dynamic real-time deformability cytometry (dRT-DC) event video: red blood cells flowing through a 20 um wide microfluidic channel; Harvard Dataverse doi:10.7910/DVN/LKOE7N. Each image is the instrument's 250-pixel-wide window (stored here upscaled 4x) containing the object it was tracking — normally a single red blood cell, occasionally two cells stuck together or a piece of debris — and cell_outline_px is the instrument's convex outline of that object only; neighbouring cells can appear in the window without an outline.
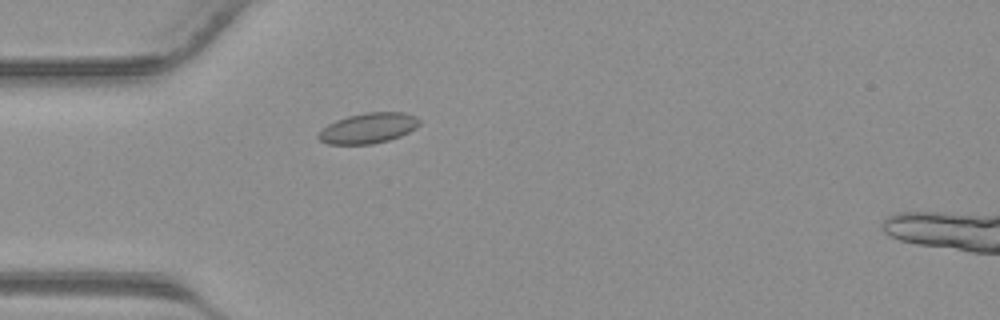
{"species": "common noctule bat (a hibernating species)", "species_latin": "Nyctalus noctula", "temperature_condition": "warm", "stored_images_in_passage": 27, "camera_frame_rate_fps": 3000, "um_per_image_px": 0.085, "animal": {"sex": "male", "body_mass_g": 23.1, "forearm_length_mm": 52.7}, "frame": {"image": 1, "passage_image": 3, "time_ms": 0.667, "image_size_px": [1000, 320], "cell_outline_px": [[420, 124], [416, 128], [400, 136], [388, 140], [372, 144], [328, 144], [320, 140], [316, 136], [328, 124], [336, 120], [348, 116], [368, 112], [404, 112], [416, 116], [420, 120]], "centroid_in_image_um": [31.32, 10.89], "position_along_channel_um": 53.7, "area_um2": 17.8}}
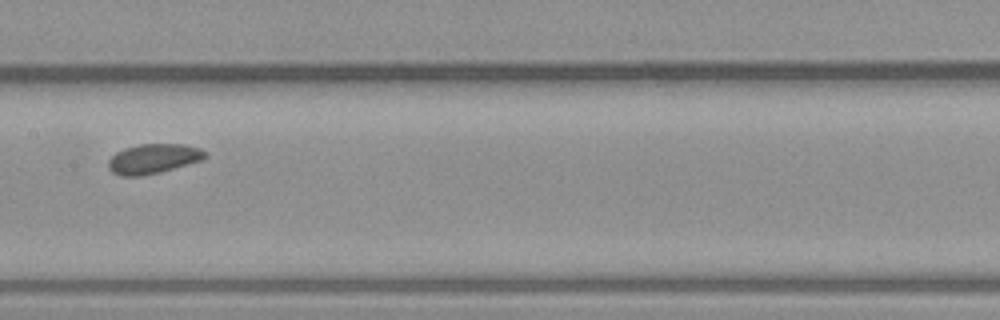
{"frame": {"image": 2, "passage_image": 12, "time_ms": 3.667, "image_size_px": [1000, 320], "cell_outline_px": [[208, 156], [204, 160], [160, 172], [140, 176], [120, 176], [112, 172], [108, 168], [108, 160], [116, 152], [124, 148], [140, 144], [184, 144], [200, 148]], "centroid_in_image_um": [13.03, 13.49], "position_along_channel_um": 194.4, "area_um2": 16.88}}
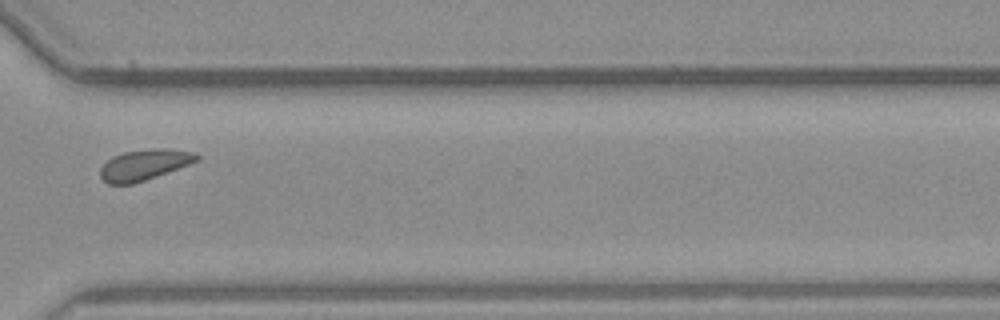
{"frame": {"image": 3, "passage_image": 22, "time_ms": 7.0, "image_size_px": [1000, 320], "cell_outline_px": [[200, 160], [156, 176], [132, 184], [108, 184], [100, 176], [100, 168], [112, 156], [124, 152], [156, 148], [168, 148], [196, 152], [200, 156]], "centroid_in_image_um": [12.29, 13.99], "position_along_channel_um": 358.3, "area_um2": 17.22}}